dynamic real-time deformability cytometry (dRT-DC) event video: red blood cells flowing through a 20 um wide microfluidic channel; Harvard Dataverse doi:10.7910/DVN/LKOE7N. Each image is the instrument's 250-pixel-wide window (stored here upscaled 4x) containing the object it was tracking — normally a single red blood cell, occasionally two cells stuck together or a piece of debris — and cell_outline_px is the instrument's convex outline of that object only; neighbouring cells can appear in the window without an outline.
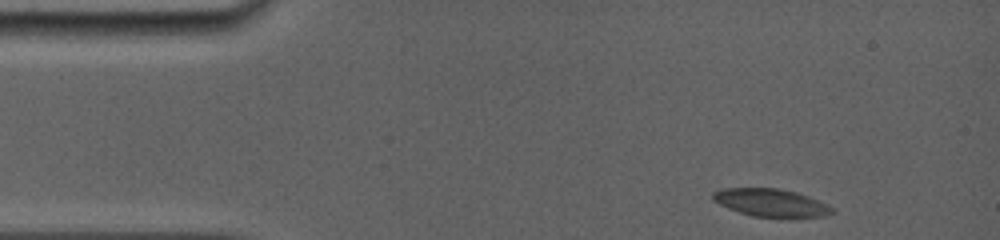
{"species": "common noctule bat (a hibernating species)", "species_latin": "Nyctalus noctula", "temperature_condition": "room temperature", "stored_images_in_passage": 63, "camera_frame_rate_fps": 5000, "um_per_image_px": 0.085, "animal": {"sex": "female", "body_mass_g": 19.0, "forearm_length_mm": 56.7}, "frame": {"image": 1, "passage_image": 1, "time_ms": 0.0, "image_size_px": [1000, 240], "cell_outline_px": [[836, 212], [824, 216], [752, 216], [728, 208], [712, 200], [712, 192], [720, 188], [776, 188], [796, 192], [808, 196], [832, 208]], "centroid_in_image_um": [65.46, 17.21], "position_along_channel_um": 19.5, "area_um2": 18.84}}
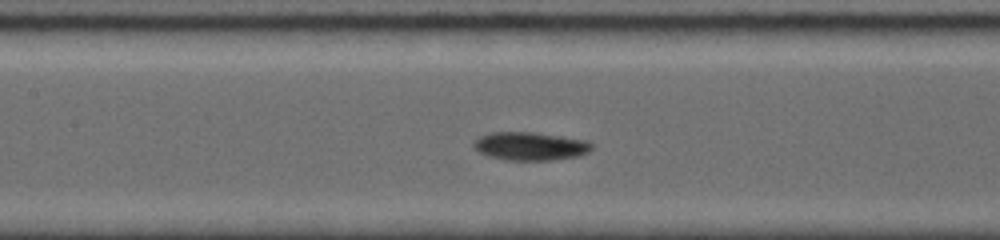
{"frame": {"image": 2, "passage_image": 37, "time_ms": 5.6, "image_size_px": [1000, 240], "cell_outline_px": [[592, 148], [588, 152], [580, 156], [552, 160], [508, 160], [488, 156], [480, 152], [472, 144], [480, 136], [492, 132], [536, 132], [588, 140], [592, 144]], "centroid_in_image_um": [45.11, 12.42], "position_along_channel_um": 162.3, "area_um2": 19.48}}
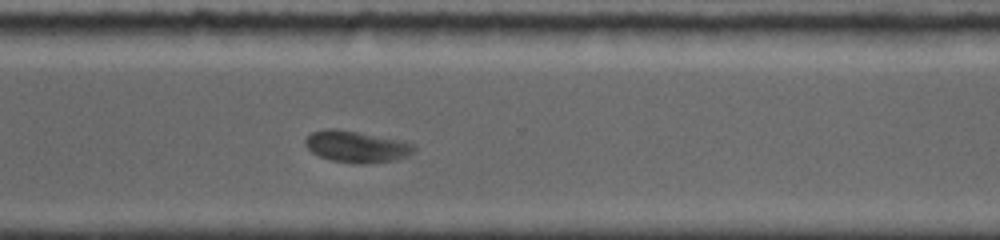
{"frame": {"image": 3, "passage_image": 62, "time_ms": 10.2, "image_size_px": [1000, 240], "cell_outline_px": [[416, 148], [408, 156], [396, 160], [364, 164], [360, 164], [332, 160], [320, 156], [312, 152], [304, 144], [304, 140], [312, 132], [328, 128], [332, 128], [404, 140], [416, 144]], "centroid_in_image_um": [30.35, 12.46], "position_along_channel_um": 340.3, "area_um2": 20.0}}